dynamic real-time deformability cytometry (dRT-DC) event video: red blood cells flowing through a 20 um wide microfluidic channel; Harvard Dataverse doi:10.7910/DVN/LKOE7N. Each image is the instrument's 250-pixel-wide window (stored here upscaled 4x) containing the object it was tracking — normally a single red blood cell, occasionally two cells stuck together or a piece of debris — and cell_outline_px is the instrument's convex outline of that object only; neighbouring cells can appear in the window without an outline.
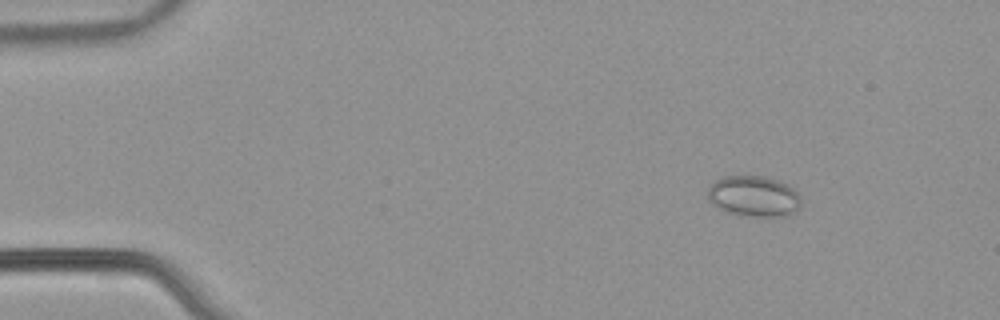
{"species": "common noctule bat (a hibernating species)", "species_latin": "Nyctalus noctula", "temperature_condition": "warm", "stored_images_in_passage": 27, "camera_frame_rate_fps": 3000, "um_per_image_px": 0.085, "animal": {"sex": "male", "body_mass_g": 21.5, "forearm_length_mm": 52.0}, "frame": {"image": 1, "passage_image": 1, "time_ms": 0.0, "image_size_px": [1000, 320], "cell_outline_px": [[800, 204], [796, 212], [784, 216], [748, 216], [728, 212], [712, 204], [708, 200], [708, 188], [716, 180], [724, 176], [764, 176], [780, 180], [792, 188], [800, 196]], "centroid_in_image_um": [64.08, 16.67], "position_along_channel_um": 20.9, "area_um2": 22.14}}
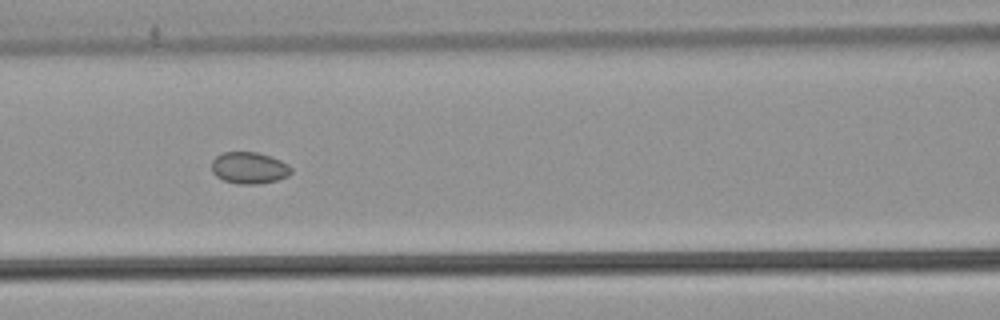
{"frame": {"image": 2, "passage_image": 18, "time_ms": 5.667, "image_size_px": [1000, 320], "cell_outline_px": [[292, 172], [288, 176], [276, 180], [256, 184], [236, 184], [224, 180], [216, 176], [212, 172], [212, 160], [216, 156], [224, 152], [256, 152], [280, 160], [288, 164], [292, 168]], "centroid_in_image_um": [21.17, 14.27], "position_along_channel_um": 145.4, "area_um2": 14.62}}
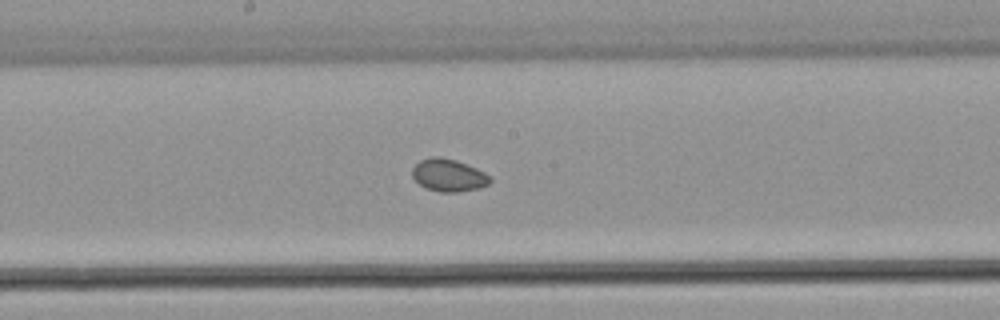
{"frame": {"image": 3, "passage_image": 23, "time_ms": 7.333, "image_size_px": [1000, 320], "cell_outline_px": [[492, 180], [488, 184], [480, 188], [456, 192], [440, 192], [424, 188], [412, 176], [412, 168], [420, 160], [432, 156], [440, 156], [456, 160], [476, 168], [484, 172]], "centroid_in_image_um": [38.11, 14.89], "position_along_channel_um": 210.1, "area_um2": 14.74}}